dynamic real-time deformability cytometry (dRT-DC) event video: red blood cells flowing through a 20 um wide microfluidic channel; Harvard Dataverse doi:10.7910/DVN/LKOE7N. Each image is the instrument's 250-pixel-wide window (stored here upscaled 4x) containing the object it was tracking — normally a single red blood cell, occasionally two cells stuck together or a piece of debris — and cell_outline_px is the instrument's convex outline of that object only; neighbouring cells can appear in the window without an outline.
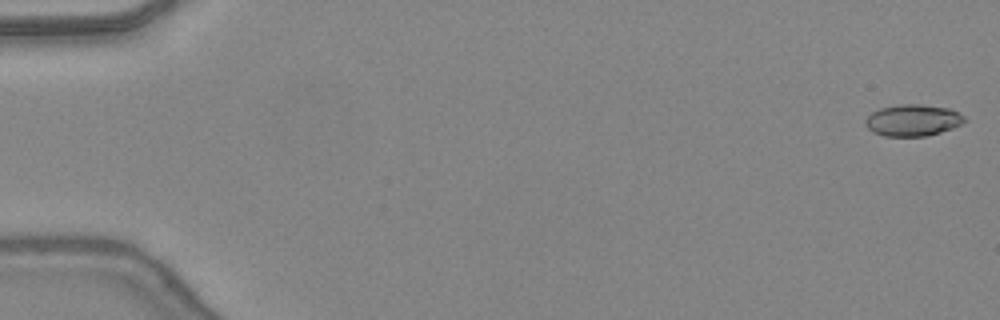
{"species": "common noctule bat (a hibernating species)", "species_latin": "Nyctalus noctula", "temperature_condition": "warm", "stored_images_in_passage": 47, "camera_frame_rate_fps": 3000, "um_per_image_px": 0.085, "animal": {"sex": "female", "body_mass_g": 24.6, "forearm_length_mm": 56.2}, "frame": {"image": 1, "passage_image": 1, "time_ms": 0.0, "image_size_px": [1000, 320], "cell_outline_px": [[968, 120], [952, 128], [940, 132], [924, 136], [884, 136], [872, 132], [864, 124], [864, 120], [872, 112], [880, 108], [900, 104], [920, 104], [948, 108], [964, 116]], "centroid_in_image_um": [77.56, 10.22], "position_along_channel_um": 7.4, "area_um2": 18.21}}
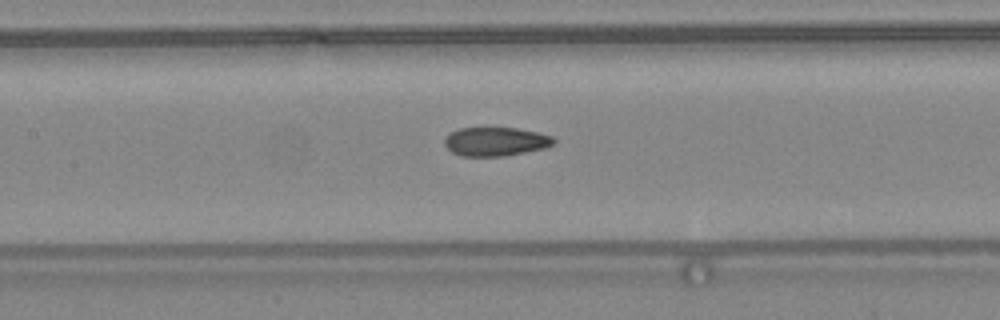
{"frame": {"image": 2, "passage_image": 23, "time_ms": 7.333, "image_size_px": [1000, 320], "cell_outline_px": [[556, 140], [552, 144], [544, 148], [504, 156], [460, 156], [452, 152], [444, 144], [444, 140], [452, 132], [460, 128], [516, 128], [536, 132], [552, 136]], "centroid_in_image_um": [42.12, 12.04], "position_along_channel_um": 165.3, "area_um2": 18.09}}
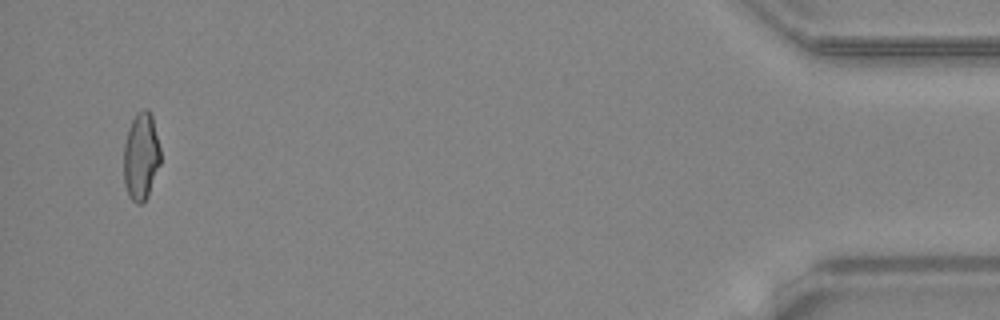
{"frame": {"image": 3, "passage_image": 46, "time_ms": 15.0, "image_size_px": [1000, 320], "cell_outline_px": [[160, 164], [148, 196], [140, 204], [136, 204], [128, 196], [124, 184], [124, 144], [128, 128], [136, 112], [144, 108], [148, 108], [152, 116], [160, 148]], "centroid_in_image_um": [11.98, 13.28], "position_along_channel_um": 423.2, "area_um2": 18.9}, "authors_computed_cell_mechanics": {"area_um2": 18.6694, "velocity_mm_per_s": 4.422, "shape_relaxation_time_tau1_ms": null, "shape_relaxation_time_tau2_ms": 1.5858, "deformation_change_tau1": null, "deformation_change_tau2": 0.0802}}